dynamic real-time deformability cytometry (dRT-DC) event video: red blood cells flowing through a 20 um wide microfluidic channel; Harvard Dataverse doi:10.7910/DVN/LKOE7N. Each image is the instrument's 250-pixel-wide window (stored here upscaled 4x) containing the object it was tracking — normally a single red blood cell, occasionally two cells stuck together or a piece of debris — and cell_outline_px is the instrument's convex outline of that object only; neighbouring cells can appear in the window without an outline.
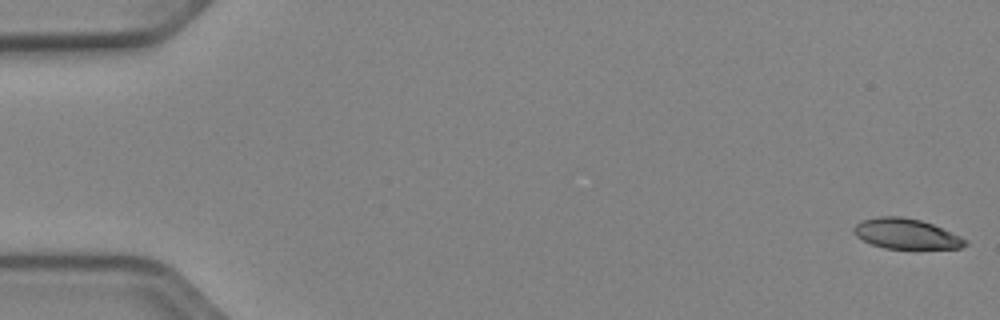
{"species": "Egyptian fruit bat (a non-hibernating species)", "species_latin": "Rousettus aegyptiacus", "temperature_condition": "cold", "stored_images_in_passage": 53, "camera_frame_rate_fps": 3000, "um_per_image_px": 0.085, "animal": {"sex": "female"}, "frame": {"image": 1, "passage_image": 1, "time_ms": 0.0, "image_size_px": [1000, 320], "cell_outline_px": [[968, 244], [960, 248], [884, 248], [872, 244], [856, 236], [852, 232], [852, 228], [860, 220], [880, 216], [900, 216], [920, 220], [932, 224], [960, 236], [968, 240]], "centroid_in_image_um": [76.99, 19.86], "position_along_channel_um": 8.0, "area_um2": 19.54}}
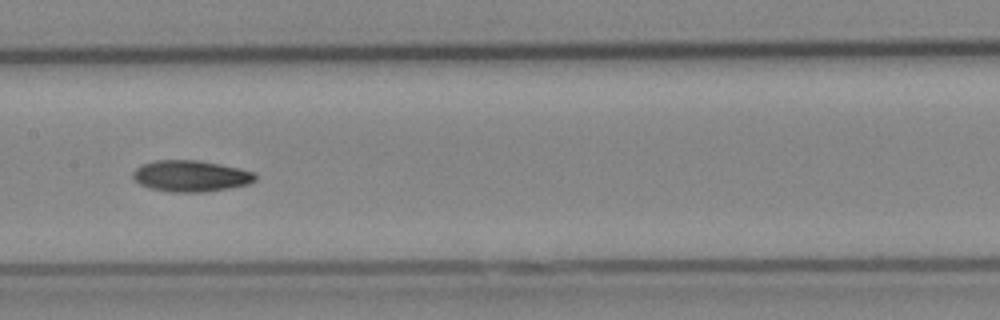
{"frame": {"image": 2, "passage_image": 27, "time_ms": 8.667, "image_size_px": [1000, 320], "cell_outline_px": [[256, 180], [248, 184], [228, 188], [204, 192], [172, 192], [152, 188], [140, 184], [132, 176], [132, 172], [140, 164], [156, 160], [196, 160], [220, 164], [240, 168], [256, 172]], "centroid_in_image_um": [16.23, 14.95], "position_along_channel_um": 191.2, "area_um2": 22.31}}
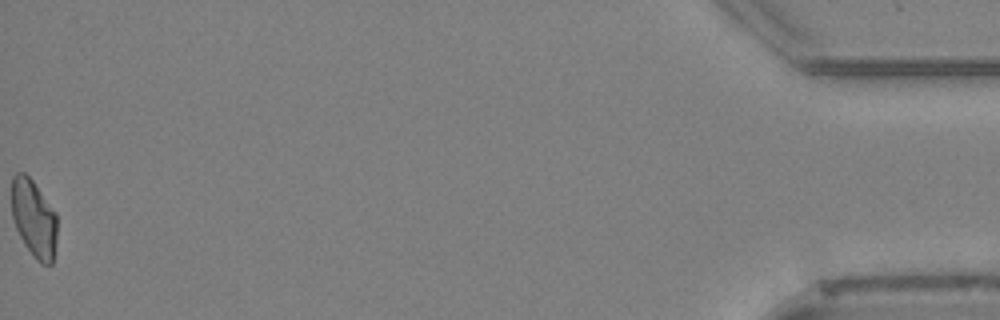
{"frame": {"image": 3, "passage_image": 53, "time_ms": 17.333, "image_size_px": [1000, 320], "cell_outline_px": [[56, 240], [52, 264], [40, 264], [36, 260], [24, 244], [16, 228], [12, 216], [12, 176], [16, 172], [24, 172], [32, 180], [56, 212]], "centroid_in_image_um": [2.87, 18.57], "position_along_channel_um": 432.3, "area_um2": 20.52}, "authors_computed_cell_mechanics": {"area_um2": 21.097, "velocity_mm_per_s": 3.9101, "shape_relaxation_time_tau1_ms": 9.7565, "shape_relaxation_time_tau2_ms": 8.2101, "deformation_change_tau1": 0.1836, "deformation_change_tau2": 0.1289}}